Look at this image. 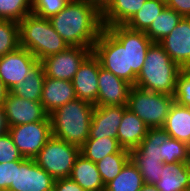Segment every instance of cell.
I'll return each mask as SVG.
<instances>
[{"label":"cell","mask_w":190,"mask_h":191,"mask_svg":"<svg viewBox=\"0 0 190 191\" xmlns=\"http://www.w3.org/2000/svg\"><path fill=\"white\" fill-rule=\"evenodd\" d=\"M141 173L144 183L155 184L159 181L164 161L161 157L153 156H130Z\"/></svg>","instance_id":"obj_30"},{"label":"cell","mask_w":190,"mask_h":191,"mask_svg":"<svg viewBox=\"0 0 190 191\" xmlns=\"http://www.w3.org/2000/svg\"><path fill=\"white\" fill-rule=\"evenodd\" d=\"M147 0H113L102 14L103 28L114 25H125Z\"/></svg>","instance_id":"obj_22"},{"label":"cell","mask_w":190,"mask_h":191,"mask_svg":"<svg viewBox=\"0 0 190 191\" xmlns=\"http://www.w3.org/2000/svg\"><path fill=\"white\" fill-rule=\"evenodd\" d=\"M160 152V157L166 164L188 162L189 145L168 137L166 141L160 145Z\"/></svg>","instance_id":"obj_32"},{"label":"cell","mask_w":190,"mask_h":191,"mask_svg":"<svg viewBox=\"0 0 190 191\" xmlns=\"http://www.w3.org/2000/svg\"><path fill=\"white\" fill-rule=\"evenodd\" d=\"M75 99L77 96L72 81L45 76L40 102L48 114Z\"/></svg>","instance_id":"obj_17"},{"label":"cell","mask_w":190,"mask_h":191,"mask_svg":"<svg viewBox=\"0 0 190 191\" xmlns=\"http://www.w3.org/2000/svg\"><path fill=\"white\" fill-rule=\"evenodd\" d=\"M101 15L108 9L113 0H86Z\"/></svg>","instance_id":"obj_40"},{"label":"cell","mask_w":190,"mask_h":191,"mask_svg":"<svg viewBox=\"0 0 190 191\" xmlns=\"http://www.w3.org/2000/svg\"><path fill=\"white\" fill-rule=\"evenodd\" d=\"M181 19L182 16L179 13L166 6L145 31V34L152 42L159 43L172 32Z\"/></svg>","instance_id":"obj_26"},{"label":"cell","mask_w":190,"mask_h":191,"mask_svg":"<svg viewBox=\"0 0 190 191\" xmlns=\"http://www.w3.org/2000/svg\"><path fill=\"white\" fill-rule=\"evenodd\" d=\"M121 149L122 147L119 145L117 138H88L80 147V154L86 159L97 163L105 156L118 153Z\"/></svg>","instance_id":"obj_25"},{"label":"cell","mask_w":190,"mask_h":191,"mask_svg":"<svg viewBox=\"0 0 190 191\" xmlns=\"http://www.w3.org/2000/svg\"><path fill=\"white\" fill-rule=\"evenodd\" d=\"M168 137L169 135L162 127L149 128L139 146L130 150V156L160 157V145H162Z\"/></svg>","instance_id":"obj_29"},{"label":"cell","mask_w":190,"mask_h":191,"mask_svg":"<svg viewBox=\"0 0 190 191\" xmlns=\"http://www.w3.org/2000/svg\"><path fill=\"white\" fill-rule=\"evenodd\" d=\"M148 129L147 125L133 111L126 108L117 131L119 145L129 151L138 147Z\"/></svg>","instance_id":"obj_18"},{"label":"cell","mask_w":190,"mask_h":191,"mask_svg":"<svg viewBox=\"0 0 190 191\" xmlns=\"http://www.w3.org/2000/svg\"><path fill=\"white\" fill-rule=\"evenodd\" d=\"M98 87L97 106H127L132 85L101 67L100 62Z\"/></svg>","instance_id":"obj_13"},{"label":"cell","mask_w":190,"mask_h":191,"mask_svg":"<svg viewBox=\"0 0 190 191\" xmlns=\"http://www.w3.org/2000/svg\"><path fill=\"white\" fill-rule=\"evenodd\" d=\"M19 37L20 47L31 52L39 62L69 47L54 30L49 19L34 13L28 14L19 22Z\"/></svg>","instance_id":"obj_5"},{"label":"cell","mask_w":190,"mask_h":191,"mask_svg":"<svg viewBox=\"0 0 190 191\" xmlns=\"http://www.w3.org/2000/svg\"><path fill=\"white\" fill-rule=\"evenodd\" d=\"M8 92V89L5 87L2 80L0 79V106H3Z\"/></svg>","instance_id":"obj_42"},{"label":"cell","mask_w":190,"mask_h":191,"mask_svg":"<svg viewBox=\"0 0 190 191\" xmlns=\"http://www.w3.org/2000/svg\"><path fill=\"white\" fill-rule=\"evenodd\" d=\"M53 191H85L78 183L70 178L56 179Z\"/></svg>","instance_id":"obj_38"},{"label":"cell","mask_w":190,"mask_h":191,"mask_svg":"<svg viewBox=\"0 0 190 191\" xmlns=\"http://www.w3.org/2000/svg\"><path fill=\"white\" fill-rule=\"evenodd\" d=\"M79 155L80 147L51 136L34 159L42 169L56 180L69 178Z\"/></svg>","instance_id":"obj_7"},{"label":"cell","mask_w":190,"mask_h":191,"mask_svg":"<svg viewBox=\"0 0 190 191\" xmlns=\"http://www.w3.org/2000/svg\"><path fill=\"white\" fill-rule=\"evenodd\" d=\"M93 48L68 47L66 50L46 57L41 61L45 76L72 81L82 62L92 53Z\"/></svg>","instance_id":"obj_9"},{"label":"cell","mask_w":190,"mask_h":191,"mask_svg":"<svg viewBox=\"0 0 190 191\" xmlns=\"http://www.w3.org/2000/svg\"><path fill=\"white\" fill-rule=\"evenodd\" d=\"M45 79L43 64L38 62L22 82L14 86L10 92L26 100L40 101Z\"/></svg>","instance_id":"obj_23"},{"label":"cell","mask_w":190,"mask_h":191,"mask_svg":"<svg viewBox=\"0 0 190 191\" xmlns=\"http://www.w3.org/2000/svg\"><path fill=\"white\" fill-rule=\"evenodd\" d=\"M174 100L179 105L190 108V70L181 69L177 77Z\"/></svg>","instance_id":"obj_35"},{"label":"cell","mask_w":190,"mask_h":191,"mask_svg":"<svg viewBox=\"0 0 190 191\" xmlns=\"http://www.w3.org/2000/svg\"><path fill=\"white\" fill-rule=\"evenodd\" d=\"M159 44L181 69H186L190 65V17H182Z\"/></svg>","instance_id":"obj_14"},{"label":"cell","mask_w":190,"mask_h":191,"mask_svg":"<svg viewBox=\"0 0 190 191\" xmlns=\"http://www.w3.org/2000/svg\"><path fill=\"white\" fill-rule=\"evenodd\" d=\"M69 178L78 183L85 191L105 190L96 163L86 159L82 154L76 158Z\"/></svg>","instance_id":"obj_19"},{"label":"cell","mask_w":190,"mask_h":191,"mask_svg":"<svg viewBox=\"0 0 190 191\" xmlns=\"http://www.w3.org/2000/svg\"><path fill=\"white\" fill-rule=\"evenodd\" d=\"M19 47V23L0 19V58Z\"/></svg>","instance_id":"obj_31"},{"label":"cell","mask_w":190,"mask_h":191,"mask_svg":"<svg viewBox=\"0 0 190 191\" xmlns=\"http://www.w3.org/2000/svg\"><path fill=\"white\" fill-rule=\"evenodd\" d=\"M143 184L140 171L129 159L120 173L105 185L104 191H139Z\"/></svg>","instance_id":"obj_24"},{"label":"cell","mask_w":190,"mask_h":191,"mask_svg":"<svg viewBox=\"0 0 190 191\" xmlns=\"http://www.w3.org/2000/svg\"><path fill=\"white\" fill-rule=\"evenodd\" d=\"M139 191H159L154 184L144 183Z\"/></svg>","instance_id":"obj_43"},{"label":"cell","mask_w":190,"mask_h":191,"mask_svg":"<svg viewBox=\"0 0 190 191\" xmlns=\"http://www.w3.org/2000/svg\"><path fill=\"white\" fill-rule=\"evenodd\" d=\"M8 132L20 154L27 159H34L52 136L50 120L12 126Z\"/></svg>","instance_id":"obj_8"},{"label":"cell","mask_w":190,"mask_h":191,"mask_svg":"<svg viewBox=\"0 0 190 191\" xmlns=\"http://www.w3.org/2000/svg\"><path fill=\"white\" fill-rule=\"evenodd\" d=\"M166 6V2L161 0H147L125 26L135 31L145 32Z\"/></svg>","instance_id":"obj_27"},{"label":"cell","mask_w":190,"mask_h":191,"mask_svg":"<svg viewBox=\"0 0 190 191\" xmlns=\"http://www.w3.org/2000/svg\"><path fill=\"white\" fill-rule=\"evenodd\" d=\"M15 185V161L0 163V191Z\"/></svg>","instance_id":"obj_37"},{"label":"cell","mask_w":190,"mask_h":191,"mask_svg":"<svg viewBox=\"0 0 190 191\" xmlns=\"http://www.w3.org/2000/svg\"><path fill=\"white\" fill-rule=\"evenodd\" d=\"M166 5L182 17H190V0H168Z\"/></svg>","instance_id":"obj_39"},{"label":"cell","mask_w":190,"mask_h":191,"mask_svg":"<svg viewBox=\"0 0 190 191\" xmlns=\"http://www.w3.org/2000/svg\"><path fill=\"white\" fill-rule=\"evenodd\" d=\"M49 20L69 47L93 48L103 29L102 15L86 0H70Z\"/></svg>","instance_id":"obj_2"},{"label":"cell","mask_w":190,"mask_h":191,"mask_svg":"<svg viewBox=\"0 0 190 191\" xmlns=\"http://www.w3.org/2000/svg\"><path fill=\"white\" fill-rule=\"evenodd\" d=\"M32 13V0H0V19L20 22Z\"/></svg>","instance_id":"obj_33"},{"label":"cell","mask_w":190,"mask_h":191,"mask_svg":"<svg viewBox=\"0 0 190 191\" xmlns=\"http://www.w3.org/2000/svg\"><path fill=\"white\" fill-rule=\"evenodd\" d=\"M152 43L143 31L114 25L101 30L92 52L101 67L134 86Z\"/></svg>","instance_id":"obj_1"},{"label":"cell","mask_w":190,"mask_h":191,"mask_svg":"<svg viewBox=\"0 0 190 191\" xmlns=\"http://www.w3.org/2000/svg\"><path fill=\"white\" fill-rule=\"evenodd\" d=\"M23 156L13 143L9 132L0 136V163L21 160Z\"/></svg>","instance_id":"obj_36"},{"label":"cell","mask_w":190,"mask_h":191,"mask_svg":"<svg viewBox=\"0 0 190 191\" xmlns=\"http://www.w3.org/2000/svg\"><path fill=\"white\" fill-rule=\"evenodd\" d=\"M130 159V151L122 148L118 153L109 154L96 163L104 185L112 181Z\"/></svg>","instance_id":"obj_28"},{"label":"cell","mask_w":190,"mask_h":191,"mask_svg":"<svg viewBox=\"0 0 190 191\" xmlns=\"http://www.w3.org/2000/svg\"><path fill=\"white\" fill-rule=\"evenodd\" d=\"M181 68L170 58L159 43H152L135 86L151 92L175 95Z\"/></svg>","instance_id":"obj_4"},{"label":"cell","mask_w":190,"mask_h":191,"mask_svg":"<svg viewBox=\"0 0 190 191\" xmlns=\"http://www.w3.org/2000/svg\"><path fill=\"white\" fill-rule=\"evenodd\" d=\"M3 107L10 127L50 120L49 114L40 101L26 100L10 91L7 93Z\"/></svg>","instance_id":"obj_12"},{"label":"cell","mask_w":190,"mask_h":191,"mask_svg":"<svg viewBox=\"0 0 190 191\" xmlns=\"http://www.w3.org/2000/svg\"><path fill=\"white\" fill-rule=\"evenodd\" d=\"M174 101V96L151 92L134 85L129 91L127 108L133 111L148 128H157L164 126Z\"/></svg>","instance_id":"obj_6"},{"label":"cell","mask_w":190,"mask_h":191,"mask_svg":"<svg viewBox=\"0 0 190 191\" xmlns=\"http://www.w3.org/2000/svg\"><path fill=\"white\" fill-rule=\"evenodd\" d=\"M154 185L159 191H185L190 186V168L187 162L164 163L160 179Z\"/></svg>","instance_id":"obj_20"},{"label":"cell","mask_w":190,"mask_h":191,"mask_svg":"<svg viewBox=\"0 0 190 191\" xmlns=\"http://www.w3.org/2000/svg\"><path fill=\"white\" fill-rule=\"evenodd\" d=\"M55 179L42 169L35 159L15 161V185L8 191H53Z\"/></svg>","instance_id":"obj_10"},{"label":"cell","mask_w":190,"mask_h":191,"mask_svg":"<svg viewBox=\"0 0 190 191\" xmlns=\"http://www.w3.org/2000/svg\"><path fill=\"white\" fill-rule=\"evenodd\" d=\"M9 124L6 118L5 110L3 106H0V136L6 134L9 131Z\"/></svg>","instance_id":"obj_41"},{"label":"cell","mask_w":190,"mask_h":191,"mask_svg":"<svg viewBox=\"0 0 190 191\" xmlns=\"http://www.w3.org/2000/svg\"><path fill=\"white\" fill-rule=\"evenodd\" d=\"M70 0H32V13L50 19L59 13Z\"/></svg>","instance_id":"obj_34"},{"label":"cell","mask_w":190,"mask_h":191,"mask_svg":"<svg viewBox=\"0 0 190 191\" xmlns=\"http://www.w3.org/2000/svg\"><path fill=\"white\" fill-rule=\"evenodd\" d=\"M95 105L75 99L49 114L52 136L81 147L89 138Z\"/></svg>","instance_id":"obj_3"},{"label":"cell","mask_w":190,"mask_h":191,"mask_svg":"<svg viewBox=\"0 0 190 191\" xmlns=\"http://www.w3.org/2000/svg\"><path fill=\"white\" fill-rule=\"evenodd\" d=\"M127 106H95L89 138H117L118 127Z\"/></svg>","instance_id":"obj_16"},{"label":"cell","mask_w":190,"mask_h":191,"mask_svg":"<svg viewBox=\"0 0 190 191\" xmlns=\"http://www.w3.org/2000/svg\"><path fill=\"white\" fill-rule=\"evenodd\" d=\"M99 60L93 52L82 62L74 75L72 84L77 99L97 106Z\"/></svg>","instance_id":"obj_15"},{"label":"cell","mask_w":190,"mask_h":191,"mask_svg":"<svg viewBox=\"0 0 190 191\" xmlns=\"http://www.w3.org/2000/svg\"><path fill=\"white\" fill-rule=\"evenodd\" d=\"M162 128L169 137L190 146V108L174 101Z\"/></svg>","instance_id":"obj_21"},{"label":"cell","mask_w":190,"mask_h":191,"mask_svg":"<svg viewBox=\"0 0 190 191\" xmlns=\"http://www.w3.org/2000/svg\"><path fill=\"white\" fill-rule=\"evenodd\" d=\"M39 60L25 48L19 47L0 58V79L10 91L29 74Z\"/></svg>","instance_id":"obj_11"},{"label":"cell","mask_w":190,"mask_h":191,"mask_svg":"<svg viewBox=\"0 0 190 191\" xmlns=\"http://www.w3.org/2000/svg\"><path fill=\"white\" fill-rule=\"evenodd\" d=\"M187 164H188V167L190 168V146H189V154H188V162H187Z\"/></svg>","instance_id":"obj_44"}]
</instances>
